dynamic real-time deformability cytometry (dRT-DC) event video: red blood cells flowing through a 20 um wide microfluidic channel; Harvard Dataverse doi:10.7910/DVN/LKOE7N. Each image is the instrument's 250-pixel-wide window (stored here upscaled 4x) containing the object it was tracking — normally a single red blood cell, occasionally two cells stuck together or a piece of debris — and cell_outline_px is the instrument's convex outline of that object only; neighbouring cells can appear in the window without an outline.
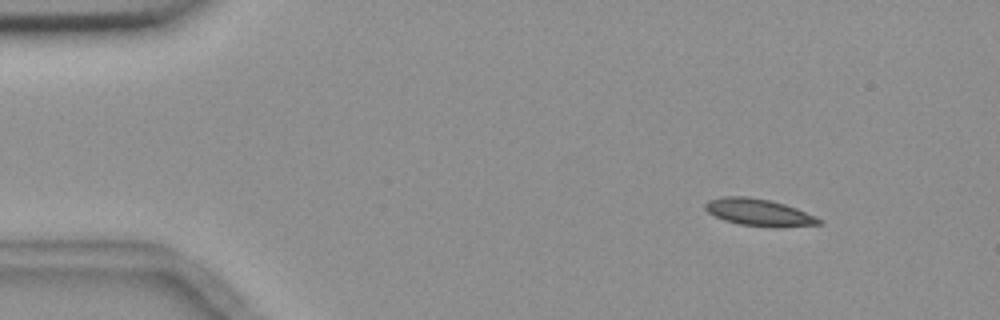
{"species": "common noctule bat (a hibernating species)", "species_latin": "Nyctalus noctula", "temperature_condition": "room temperature", "stored_images_in_passage": 4, "camera_frame_rate_fps": 3000, "um_per_image_px": 0.085, "animal": {"sex": "female", "body_mass_g": 18.4}, "frame": {"image": 1, "passage_image": 1, "time_ms": 0.0, "image_size_px": [1000, 320], "cell_outline_px": [[824, 224], [776, 228], [740, 224], [724, 220], [708, 212], [704, 208], [704, 204], [708, 200], [724, 196], [748, 196], [772, 200], [796, 208], [816, 216], [824, 220]], "centroid_in_image_um": [64.55, 18.05], "position_along_channel_um": 20.4, "area_um2": 18.21}}